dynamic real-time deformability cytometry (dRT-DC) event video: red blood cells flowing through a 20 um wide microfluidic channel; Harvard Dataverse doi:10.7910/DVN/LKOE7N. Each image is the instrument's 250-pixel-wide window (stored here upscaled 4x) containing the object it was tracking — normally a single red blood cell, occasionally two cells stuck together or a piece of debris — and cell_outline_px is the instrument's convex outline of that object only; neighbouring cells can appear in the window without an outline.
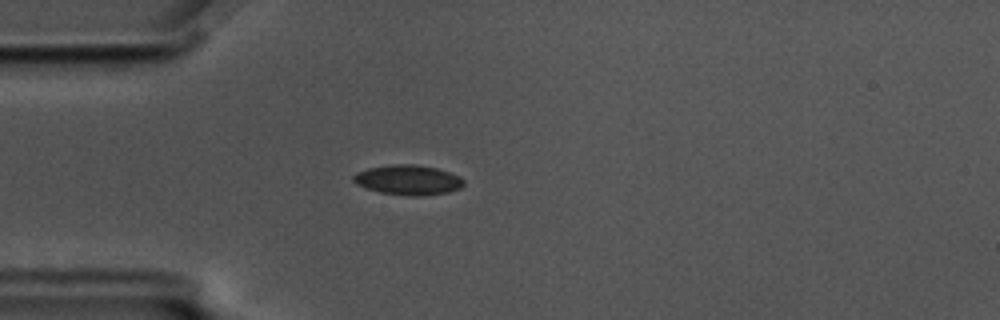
{"species": "common noctule bat (a hibernating species)", "species_latin": "Nyctalus noctula", "temperature_condition": "cold", "stored_images_in_passage": 53, "camera_frame_rate_fps": 3000, "um_per_image_px": 0.085, "animal": {"sex": "male", "body_mass_g": 17.5, "forearm_length_mm": 52.3}, "frame": {"image": 1, "passage_image": 11, "time_ms": 3.333, "image_size_px": [1000, 320], "cell_outline_px": [[464, 184], [460, 188], [448, 192], [420, 196], [412, 196], [380, 192], [356, 184], [352, 180], [352, 176], [356, 172], [368, 168], [392, 164], [416, 164], [436, 168], [460, 176], [464, 180]], "centroid_in_image_um": [34.68, 15.28], "position_along_channel_um": 50.3, "area_um2": 19.19}}
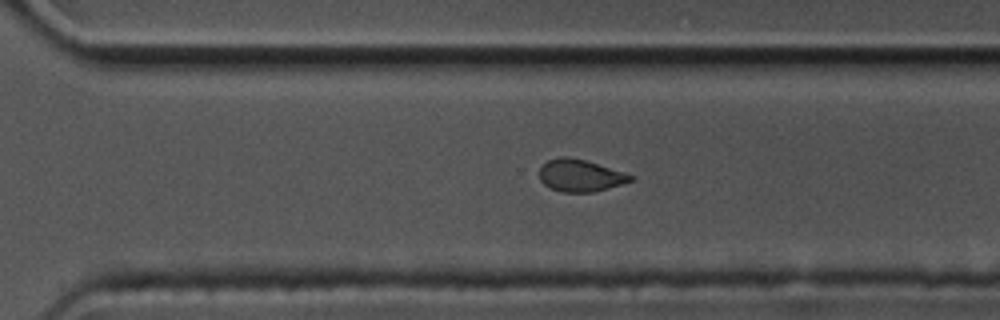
{"frame": {"image": 2, "passage_image": 35, "time_ms": 11.333, "image_size_px": [1000, 320], "cell_outline_px": [[636, 176], [632, 180], [608, 188], [592, 192], [564, 192], [552, 188], [544, 184], [540, 180], [540, 168], [548, 160], [560, 156], [568, 156], [584, 160], [624, 172]], "centroid_in_image_um": [49.32, 14.91], "position_along_channel_um": 321.3, "area_um2": 16.82}}
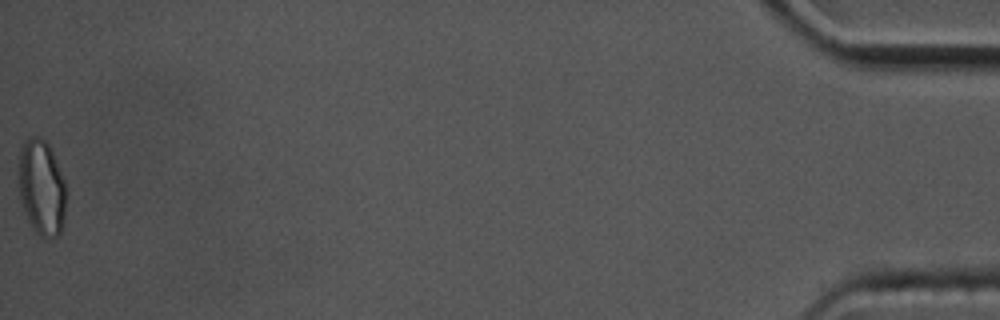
{"frame": {"image": 3, "passage_image": 53, "time_ms": 17.333, "image_size_px": [1000, 320], "cell_outline_px": [[64, 224], [60, 232], [56, 236], [40, 236], [36, 232], [28, 220], [24, 212], [20, 200], [20, 148], [24, 140], [28, 136], [40, 136], [48, 144], [56, 160], [64, 180]], "centroid_in_image_um": [3.53, 15.91], "position_along_channel_um": 431.7, "area_um2": 26.01}, "authors_computed_cell_mechanics": {"area_um2": 18.3226, "velocity_mm_per_s": 3.5159, "shape_relaxation_time_tau1_ms": null, "shape_relaxation_time_tau2_ms": 1.9293, "deformation_change_tau1": null, "deformation_change_tau2": 0.0529}}